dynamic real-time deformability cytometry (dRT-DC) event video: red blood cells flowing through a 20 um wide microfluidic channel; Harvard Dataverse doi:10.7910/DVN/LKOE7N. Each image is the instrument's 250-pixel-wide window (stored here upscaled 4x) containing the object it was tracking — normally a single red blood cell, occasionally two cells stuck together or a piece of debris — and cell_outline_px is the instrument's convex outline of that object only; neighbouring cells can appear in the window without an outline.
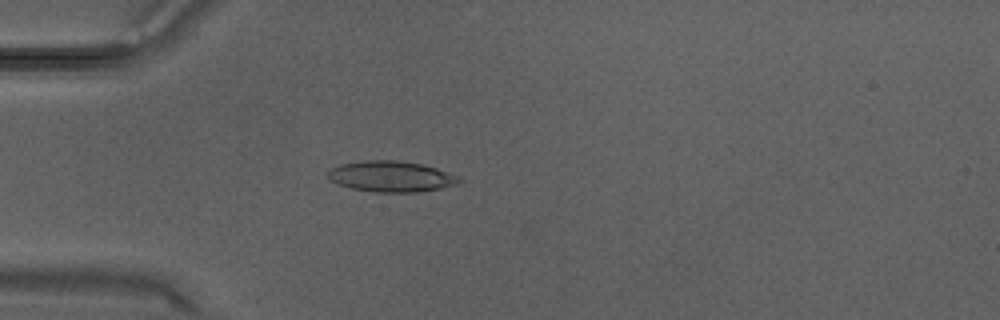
{"species": "Egyptian fruit bat (a non-hibernating species)", "species_latin": "Rousettus aegyptiacus", "temperature_condition": "warm", "stored_images_in_passage": 25, "camera_frame_rate_fps": 3000, "um_per_image_px": 0.085, "animal": {"sex": "male"}, "frame": {"image": 1, "passage_image": 4, "time_ms": 1.0, "image_size_px": [1000, 320], "cell_outline_px": [[464, 180], [456, 184], [440, 188], [416, 192], [372, 192], [352, 188], [336, 184], [324, 172], [340, 164], [364, 160], [400, 160], [424, 164], [460, 176]], "centroid_in_image_um": [33.25, 14.99], "position_along_channel_um": 51.8, "area_um2": 23.81}}
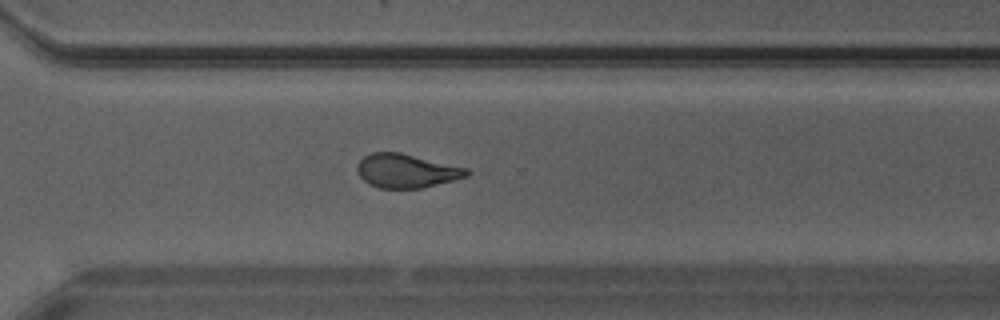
{"frame": {"image": 2, "passage_image": 18, "time_ms": 5.667, "image_size_px": [1000, 320], "cell_outline_px": [[472, 172], [468, 176], [420, 188], [380, 188], [368, 184], [360, 176], [356, 168], [356, 164], [364, 156], [372, 152], [400, 152], [468, 168]], "centroid_in_image_um": [34.53, 14.51], "position_along_channel_um": 336.1, "area_um2": 21.56}}